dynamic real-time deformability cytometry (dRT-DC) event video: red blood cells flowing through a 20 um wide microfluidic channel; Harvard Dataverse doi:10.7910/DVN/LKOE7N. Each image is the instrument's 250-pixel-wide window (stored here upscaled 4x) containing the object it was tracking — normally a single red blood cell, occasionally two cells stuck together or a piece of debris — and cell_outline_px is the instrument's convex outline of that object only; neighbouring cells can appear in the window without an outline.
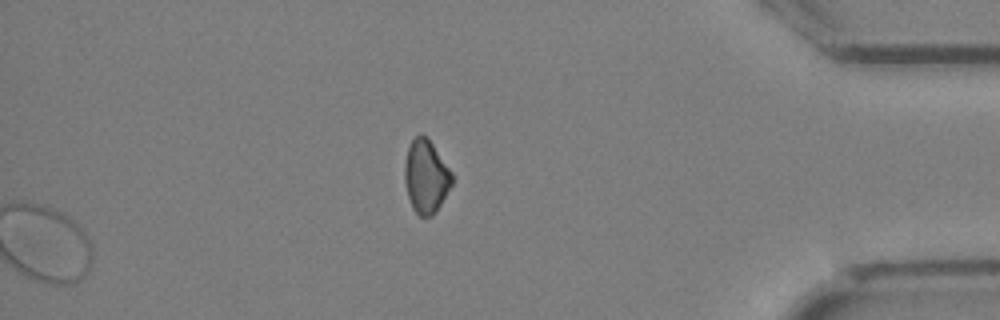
{"species": "Egyptian fruit bat (a non-hibernating species)", "species_latin": "Rousettus aegyptiacus", "temperature_condition": "cold", "stored_images_in_passage": 24, "segment_of_instrument_passage": [2, 2], "camera_frame_rate_fps": 3000, "um_per_image_px": 0.085, "animal": {"sex": "female"}, "frame": {"image": 1, "passage_image": 24, "time_ms": 7.667, "image_size_px": [1000, 320], "cell_outline_px": [[452, 184], [436, 212], [432, 216], [420, 216], [412, 208], [404, 184], [404, 164], [408, 148], [412, 140], [416, 136], [428, 136], [452, 172]], "centroid_in_image_um": [36.2, 15.0], "position_along_channel_um": 399.0, "area_um2": 20.23}}